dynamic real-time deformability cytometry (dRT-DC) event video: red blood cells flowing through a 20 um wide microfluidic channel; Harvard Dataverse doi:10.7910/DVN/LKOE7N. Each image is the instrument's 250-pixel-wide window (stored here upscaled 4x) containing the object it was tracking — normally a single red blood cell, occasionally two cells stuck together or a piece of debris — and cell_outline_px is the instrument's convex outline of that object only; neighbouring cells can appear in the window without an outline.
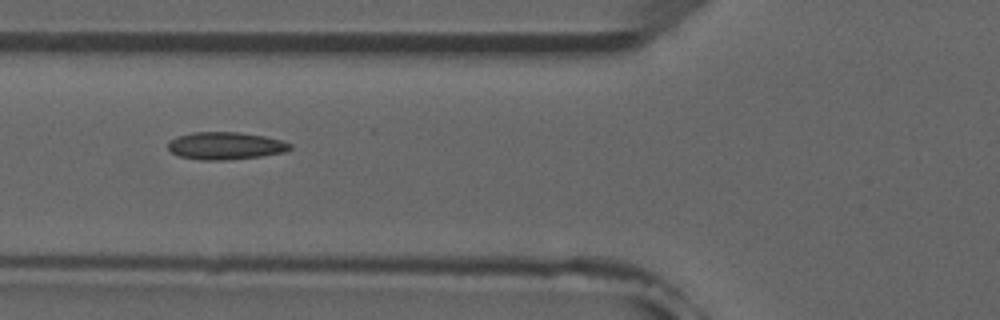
{"species": "common noctule bat (a hibernating species)", "species_latin": "Nyctalus noctula", "temperature_condition": "room temperature", "stored_images_in_passage": 7, "camera_frame_rate_fps": 3000, "um_per_image_px": 0.085, "animal": {"sex": "male", "forearm_length_mm": 52.5}, "frame": {"image": 1, "passage_image": 5, "time_ms": 4.667, "image_size_px": [1000, 320], "cell_outline_px": [[292, 148], [284, 152], [260, 156], [228, 160], [200, 160], [180, 156], [172, 152], [168, 148], [168, 144], [172, 140], [180, 136], [192, 132], [240, 132], [264, 136], [280, 140], [292, 144]], "centroid_in_image_um": [19.19, 12.39], "position_along_channel_um": 106.6, "area_um2": 19.36}}
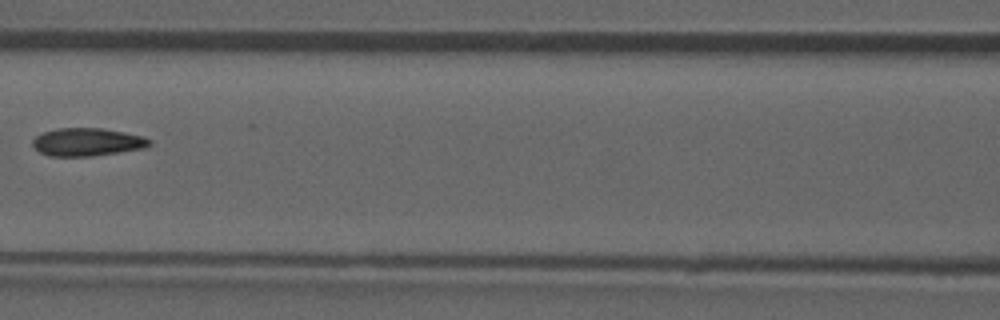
{"frame": {"image": 2, "passage_image": 6, "time_ms": 6.0, "image_size_px": [1000, 320], "cell_outline_px": [[152, 144], [144, 148], [92, 156], [48, 156], [40, 152], [32, 144], [32, 140], [36, 136], [44, 132], [56, 128], [104, 128], [144, 136], [152, 140]], "centroid_in_image_um": [7.43, 12.06], "position_along_channel_um": 159.2, "area_um2": 19.07}}